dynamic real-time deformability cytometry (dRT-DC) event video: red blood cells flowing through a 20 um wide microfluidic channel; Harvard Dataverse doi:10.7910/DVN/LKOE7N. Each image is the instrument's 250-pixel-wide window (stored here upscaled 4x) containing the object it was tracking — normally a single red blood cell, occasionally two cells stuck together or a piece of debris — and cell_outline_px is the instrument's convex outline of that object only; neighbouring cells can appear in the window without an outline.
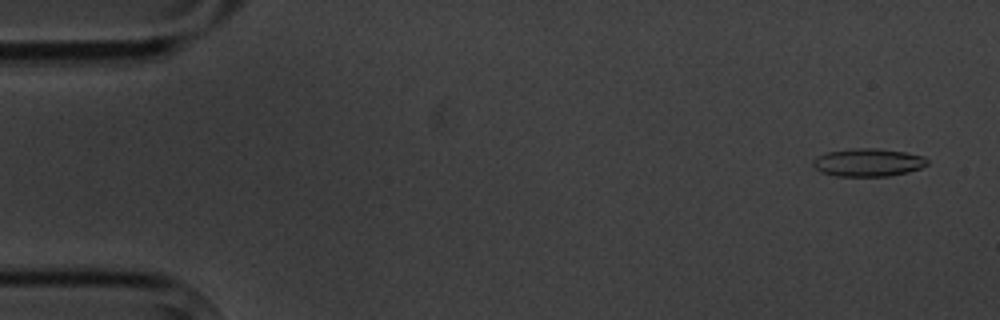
{"species": "common noctule bat (a hibernating species)", "species_latin": "Nyctalus noctula", "temperature_condition": "cold", "stored_images_in_passage": 4, "camera_frame_rate_fps": 3000, "um_per_image_px": 0.085, "animal": {"sex": "male", "body_mass_g": 20.1, "forearm_length_mm": 53.5}, "frame": {"image": 1, "passage_image": 1, "time_ms": 0.0, "image_size_px": [1000, 320], "cell_outline_px": [[928, 164], [920, 168], [908, 172], [888, 176], [836, 176], [820, 172], [812, 164], [812, 160], [816, 156], [828, 152], [852, 148], [876, 148], [904, 152], [924, 156], [928, 160]], "centroid_in_image_um": [73.77, 13.81], "position_along_channel_um": 11.2, "area_um2": 18.67}}
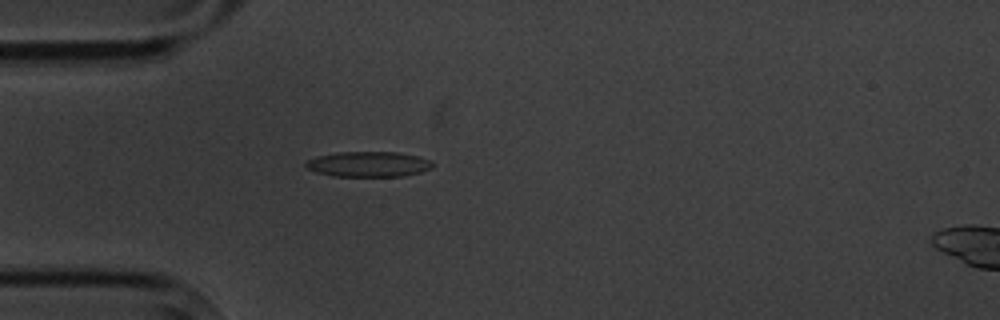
{"frame": {"image": 2, "passage_image": 4, "time_ms": 4.333, "image_size_px": [1000, 320], "cell_outline_px": [[432, 168], [420, 172], [404, 176], [332, 176], [316, 172], [308, 168], [304, 164], [308, 160], [316, 156], [336, 152], [396, 152], [416, 156], [432, 160]], "centroid_in_image_um": [31.31, 13.95], "position_along_channel_um": 53.7, "area_um2": 18.67}}